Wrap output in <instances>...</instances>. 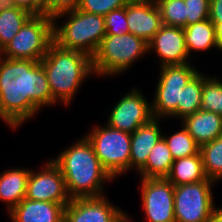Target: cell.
Wrapping results in <instances>:
<instances>
[{"instance_id":"obj_1","label":"cell","mask_w":222,"mask_h":222,"mask_svg":"<svg viewBox=\"0 0 222 222\" xmlns=\"http://www.w3.org/2000/svg\"><path fill=\"white\" fill-rule=\"evenodd\" d=\"M54 104L41 61L0 56V119L11 129Z\"/></svg>"},{"instance_id":"obj_2","label":"cell","mask_w":222,"mask_h":222,"mask_svg":"<svg viewBox=\"0 0 222 222\" xmlns=\"http://www.w3.org/2000/svg\"><path fill=\"white\" fill-rule=\"evenodd\" d=\"M61 170L71 199L104 196L103 185L112 178L103 169L86 136L51 159Z\"/></svg>"},{"instance_id":"obj_3","label":"cell","mask_w":222,"mask_h":222,"mask_svg":"<svg viewBox=\"0 0 222 222\" xmlns=\"http://www.w3.org/2000/svg\"><path fill=\"white\" fill-rule=\"evenodd\" d=\"M47 75L52 98L56 103L68 106L84 80L94 75L92 57L77 50L60 48L56 43L49 46L41 60Z\"/></svg>"},{"instance_id":"obj_4","label":"cell","mask_w":222,"mask_h":222,"mask_svg":"<svg viewBox=\"0 0 222 222\" xmlns=\"http://www.w3.org/2000/svg\"><path fill=\"white\" fill-rule=\"evenodd\" d=\"M60 18H66L61 26L56 21ZM53 20L54 43L66 50H77L92 57L106 35L104 16L78 8L58 14Z\"/></svg>"},{"instance_id":"obj_5","label":"cell","mask_w":222,"mask_h":222,"mask_svg":"<svg viewBox=\"0 0 222 222\" xmlns=\"http://www.w3.org/2000/svg\"><path fill=\"white\" fill-rule=\"evenodd\" d=\"M147 52L148 43L131 33L106 34L92 56L94 75L117 76L124 73Z\"/></svg>"},{"instance_id":"obj_6","label":"cell","mask_w":222,"mask_h":222,"mask_svg":"<svg viewBox=\"0 0 222 222\" xmlns=\"http://www.w3.org/2000/svg\"><path fill=\"white\" fill-rule=\"evenodd\" d=\"M53 26V18L46 15H32L0 51V56L41 61L54 42Z\"/></svg>"},{"instance_id":"obj_7","label":"cell","mask_w":222,"mask_h":222,"mask_svg":"<svg viewBox=\"0 0 222 222\" xmlns=\"http://www.w3.org/2000/svg\"><path fill=\"white\" fill-rule=\"evenodd\" d=\"M103 169L112 179L130 170L131 134L105 126H95L86 135Z\"/></svg>"},{"instance_id":"obj_8","label":"cell","mask_w":222,"mask_h":222,"mask_svg":"<svg viewBox=\"0 0 222 222\" xmlns=\"http://www.w3.org/2000/svg\"><path fill=\"white\" fill-rule=\"evenodd\" d=\"M156 94L151 103L153 118H177V104L181 90L199 71L190 63L182 65H164L160 67Z\"/></svg>"},{"instance_id":"obj_9","label":"cell","mask_w":222,"mask_h":222,"mask_svg":"<svg viewBox=\"0 0 222 222\" xmlns=\"http://www.w3.org/2000/svg\"><path fill=\"white\" fill-rule=\"evenodd\" d=\"M215 181H200L174 186V217L176 222H211Z\"/></svg>"},{"instance_id":"obj_10","label":"cell","mask_w":222,"mask_h":222,"mask_svg":"<svg viewBox=\"0 0 222 222\" xmlns=\"http://www.w3.org/2000/svg\"><path fill=\"white\" fill-rule=\"evenodd\" d=\"M141 201L147 222H176L174 185L167 178H142Z\"/></svg>"},{"instance_id":"obj_11","label":"cell","mask_w":222,"mask_h":222,"mask_svg":"<svg viewBox=\"0 0 222 222\" xmlns=\"http://www.w3.org/2000/svg\"><path fill=\"white\" fill-rule=\"evenodd\" d=\"M44 166L40 171L30 169L25 198L35 201L55 202L65 207L71 201V198L68 195L61 170L52 160Z\"/></svg>"},{"instance_id":"obj_12","label":"cell","mask_w":222,"mask_h":222,"mask_svg":"<svg viewBox=\"0 0 222 222\" xmlns=\"http://www.w3.org/2000/svg\"><path fill=\"white\" fill-rule=\"evenodd\" d=\"M115 104L106 122L112 128L132 134L153 118L151 103L138 89H131Z\"/></svg>"},{"instance_id":"obj_13","label":"cell","mask_w":222,"mask_h":222,"mask_svg":"<svg viewBox=\"0 0 222 222\" xmlns=\"http://www.w3.org/2000/svg\"><path fill=\"white\" fill-rule=\"evenodd\" d=\"M122 212L105 195L74 198L65 206L64 222H112Z\"/></svg>"},{"instance_id":"obj_14","label":"cell","mask_w":222,"mask_h":222,"mask_svg":"<svg viewBox=\"0 0 222 222\" xmlns=\"http://www.w3.org/2000/svg\"><path fill=\"white\" fill-rule=\"evenodd\" d=\"M151 50L157 54V58L159 57L160 67L189 63V55L182 27L163 24L148 43V51Z\"/></svg>"},{"instance_id":"obj_15","label":"cell","mask_w":222,"mask_h":222,"mask_svg":"<svg viewBox=\"0 0 222 222\" xmlns=\"http://www.w3.org/2000/svg\"><path fill=\"white\" fill-rule=\"evenodd\" d=\"M126 14L129 33L147 43L163 25L158 5L150 0H130L126 5Z\"/></svg>"},{"instance_id":"obj_16","label":"cell","mask_w":222,"mask_h":222,"mask_svg":"<svg viewBox=\"0 0 222 222\" xmlns=\"http://www.w3.org/2000/svg\"><path fill=\"white\" fill-rule=\"evenodd\" d=\"M62 204L24 198L10 212L13 222H64Z\"/></svg>"},{"instance_id":"obj_17","label":"cell","mask_w":222,"mask_h":222,"mask_svg":"<svg viewBox=\"0 0 222 222\" xmlns=\"http://www.w3.org/2000/svg\"><path fill=\"white\" fill-rule=\"evenodd\" d=\"M158 118H152L131 134L130 169L139 171L147 162L151 149L163 137Z\"/></svg>"},{"instance_id":"obj_18","label":"cell","mask_w":222,"mask_h":222,"mask_svg":"<svg viewBox=\"0 0 222 222\" xmlns=\"http://www.w3.org/2000/svg\"><path fill=\"white\" fill-rule=\"evenodd\" d=\"M183 126L201 147L219 136H222V116L200 109L182 119Z\"/></svg>"},{"instance_id":"obj_19","label":"cell","mask_w":222,"mask_h":222,"mask_svg":"<svg viewBox=\"0 0 222 222\" xmlns=\"http://www.w3.org/2000/svg\"><path fill=\"white\" fill-rule=\"evenodd\" d=\"M30 168H12L0 174V201L6 202L10 212L26 196Z\"/></svg>"},{"instance_id":"obj_20","label":"cell","mask_w":222,"mask_h":222,"mask_svg":"<svg viewBox=\"0 0 222 222\" xmlns=\"http://www.w3.org/2000/svg\"><path fill=\"white\" fill-rule=\"evenodd\" d=\"M174 186H180L200 181H214L208 179L203 168L201 152L184 158L175 159L169 175L166 177Z\"/></svg>"},{"instance_id":"obj_21","label":"cell","mask_w":222,"mask_h":222,"mask_svg":"<svg viewBox=\"0 0 222 222\" xmlns=\"http://www.w3.org/2000/svg\"><path fill=\"white\" fill-rule=\"evenodd\" d=\"M185 44L189 57L191 52H206L220 46L216 37L215 25L210 19L187 25L183 28Z\"/></svg>"},{"instance_id":"obj_22","label":"cell","mask_w":222,"mask_h":222,"mask_svg":"<svg viewBox=\"0 0 222 222\" xmlns=\"http://www.w3.org/2000/svg\"><path fill=\"white\" fill-rule=\"evenodd\" d=\"M174 159L162 137L151 149L146 164L137 172L142 178H166Z\"/></svg>"},{"instance_id":"obj_23","label":"cell","mask_w":222,"mask_h":222,"mask_svg":"<svg viewBox=\"0 0 222 222\" xmlns=\"http://www.w3.org/2000/svg\"><path fill=\"white\" fill-rule=\"evenodd\" d=\"M203 73L200 71L181 90L180 102L177 104V118L194 114L202 104Z\"/></svg>"},{"instance_id":"obj_24","label":"cell","mask_w":222,"mask_h":222,"mask_svg":"<svg viewBox=\"0 0 222 222\" xmlns=\"http://www.w3.org/2000/svg\"><path fill=\"white\" fill-rule=\"evenodd\" d=\"M32 14L21 7L9 8L0 12V51L18 33Z\"/></svg>"},{"instance_id":"obj_25","label":"cell","mask_w":222,"mask_h":222,"mask_svg":"<svg viewBox=\"0 0 222 222\" xmlns=\"http://www.w3.org/2000/svg\"><path fill=\"white\" fill-rule=\"evenodd\" d=\"M203 168L208 179L215 182L222 179V136L200 147Z\"/></svg>"},{"instance_id":"obj_26","label":"cell","mask_w":222,"mask_h":222,"mask_svg":"<svg viewBox=\"0 0 222 222\" xmlns=\"http://www.w3.org/2000/svg\"><path fill=\"white\" fill-rule=\"evenodd\" d=\"M181 127L182 128L179 131L174 132L171 136L163 134V138L166 141L174 160L195 155L200 152V146L188 133V130L183 124Z\"/></svg>"},{"instance_id":"obj_27","label":"cell","mask_w":222,"mask_h":222,"mask_svg":"<svg viewBox=\"0 0 222 222\" xmlns=\"http://www.w3.org/2000/svg\"><path fill=\"white\" fill-rule=\"evenodd\" d=\"M200 109L222 116V81L217 76L203 74L202 104Z\"/></svg>"},{"instance_id":"obj_28","label":"cell","mask_w":222,"mask_h":222,"mask_svg":"<svg viewBox=\"0 0 222 222\" xmlns=\"http://www.w3.org/2000/svg\"><path fill=\"white\" fill-rule=\"evenodd\" d=\"M159 7L164 25L186 27V5L184 0H160Z\"/></svg>"},{"instance_id":"obj_29","label":"cell","mask_w":222,"mask_h":222,"mask_svg":"<svg viewBox=\"0 0 222 222\" xmlns=\"http://www.w3.org/2000/svg\"><path fill=\"white\" fill-rule=\"evenodd\" d=\"M130 0H81L79 10L105 16L112 10L122 8Z\"/></svg>"},{"instance_id":"obj_30","label":"cell","mask_w":222,"mask_h":222,"mask_svg":"<svg viewBox=\"0 0 222 222\" xmlns=\"http://www.w3.org/2000/svg\"><path fill=\"white\" fill-rule=\"evenodd\" d=\"M106 34L123 35L129 33L126 6L112 10L104 16Z\"/></svg>"},{"instance_id":"obj_31","label":"cell","mask_w":222,"mask_h":222,"mask_svg":"<svg viewBox=\"0 0 222 222\" xmlns=\"http://www.w3.org/2000/svg\"><path fill=\"white\" fill-rule=\"evenodd\" d=\"M186 5V26L209 19L210 0H184Z\"/></svg>"},{"instance_id":"obj_32","label":"cell","mask_w":222,"mask_h":222,"mask_svg":"<svg viewBox=\"0 0 222 222\" xmlns=\"http://www.w3.org/2000/svg\"><path fill=\"white\" fill-rule=\"evenodd\" d=\"M81 0H45L44 15L54 18L56 15L75 10Z\"/></svg>"},{"instance_id":"obj_33","label":"cell","mask_w":222,"mask_h":222,"mask_svg":"<svg viewBox=\"0 0 222 222\" xmlns=\"http://www.w3.org/2000/svg\"><path fill=\"white\" fill-rule=\"evenodd\" d=\"M16 7L29 11L32 15H44L45 0H13Z\"/></svg>"},{"instance_id":"obj_34","label":"cell","mask_w":222,"mask_h":222,"mask_svg":"<svg viewBox=\"0 0 222 222\" xmlns=\"http://www.w3.org/2000/svg\"><path fill=\"white\" fill-rule=\"evenodd\" d=\"M209 19L214 25L222 22V0H210Z\"/></svg>"},{"instance_id":"obj_35","label":"cell","mask_w":222,"mask_h":222,"mask_svg":"<svg viewBox=\"0 0 222 222\" xmlns=\"http://www.w3.org/2000/svg\"><path fill=\"white\" fill-rule=\"evenodd\" d=\"M211 222H222V208L221 207L216 208L214 206Z\"/></svg>"},{"instance_id":"obj_36","label":"cell","mask_w":222,"mask_h":222,"mask_svg":"<svg viewBox=\"0 0 222 222\" xmlns=\"http://www.w3.org/2000/svg\"><path fill=\"white\" fill-rule=\"evenodd\" d=\"M216 37L222 51V22L215 24Z\"/></svg>"},{"instance_id":"obj_37","label":"cell","mask_w":222,"mask_h":222,"mask_svg":"<svg viewBox=\"0 0 222 222\" xmlns=\"http://www.w3.org/2000/svg\"><path fill=\"white\" fill-rule=\"evenodd\" d=\"M16 7L13 0H0V12Z\"/></svg>"},{"instance_id":"obj_38","label":"cell","mask_w":222,"mask_h":222,"mask_svg":"<svg viewBox=\"0 0 222 222\" xmlns=\"http://www.w3.org/2000/svg\"><path fill=\"white\" fill-rule=\"evenodd\" d=\"M131 218L123 211L115 220L112 222H129Z\"/></svg>"},{"instance_id":"obj_39","label":"cell","mask_w":222,"mask_h":222,"mask_svg":"<svg viewBox=\"0 0 222 222\" xmlns=\"http://www.w3.org/2000/svg\"><path fill=\"white\" fill-rule=\"evenodd\" d=\"M150 1H153L154 3H157V2L160 1V0H150Z\"/></svg>"}]
</instances>
